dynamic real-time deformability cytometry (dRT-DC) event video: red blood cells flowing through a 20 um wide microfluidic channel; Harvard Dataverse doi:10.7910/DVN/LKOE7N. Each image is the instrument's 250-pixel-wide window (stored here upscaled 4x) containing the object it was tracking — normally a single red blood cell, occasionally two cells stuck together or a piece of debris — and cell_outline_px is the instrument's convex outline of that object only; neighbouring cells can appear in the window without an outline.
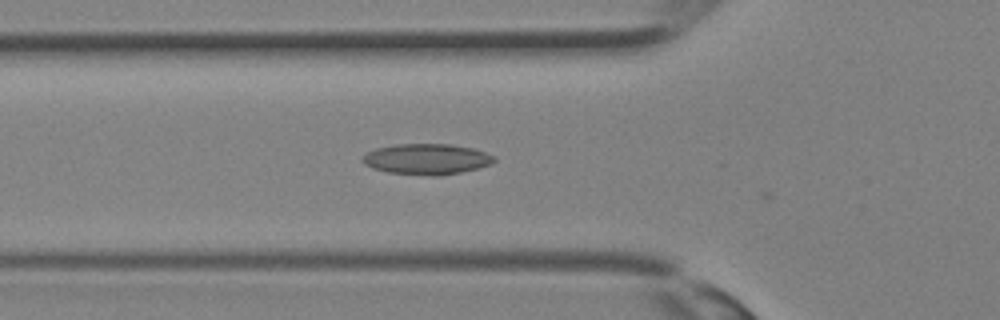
{"species": "Egyptian fruit bat (a non-hibernating species)", "species_latin": "Rousettus aegyptiacus", "temperature_condition": "room temperature", "stored_images_in_passage": 33, "camera_frame_rate_fps": 3000, "um_per_image_px": 0.085, "animal": {"sex": "female"}, "frame": {"image": 1, "passage_image": 12, "time_ms": 3.667, "image_size_px": [1000, 320], "cell_outline_px": [[496, 160], [492, 164], [460, 172], [440, 176], [432, 176], [388, 172], [372, 168], [364, 164], [360, 160], [368, 152], [376, 148], [396, 144], [452, 144], [472, 148], [496, 156]], "centroid_in_image_um": [36.27, 13.52], "position_along_channel_um": 89.5, "area_um2": 23.58}}
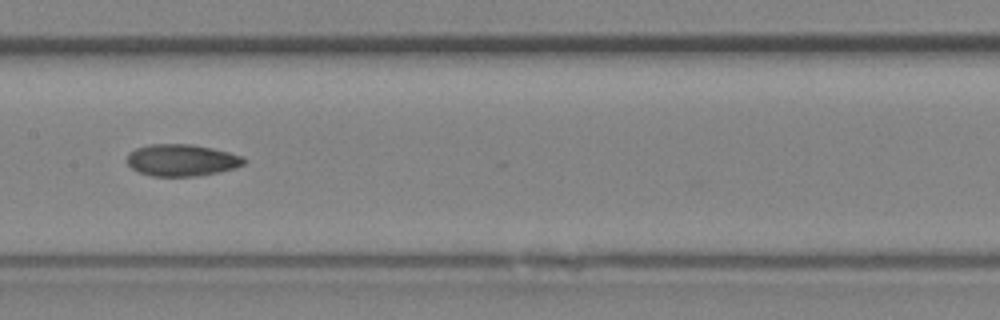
{"frame": {"image": 2, "passage_image": 17, "time_ms": 5.333, "image_size_px": [1000, 320], "cell_outline_px": [[248, 160], [244, 164], [236, 168], [220, 172], [196, 176], [152, 176], [140, 172], [132, 168], [128, 164], [128, 152], [136, 148], [152, 144], [192, 144], [212, 148], [244, 156]], "centroid_in_image_um": [15.49, 13.61], "position_along_channel_um": 191.9, "area_um2": 21.79}}
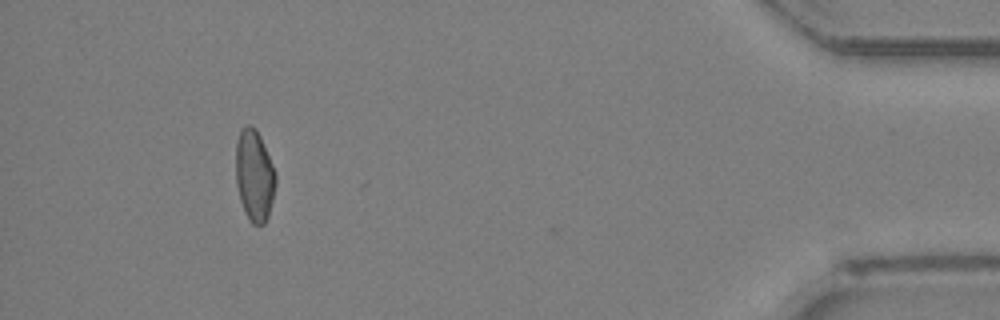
{"frame": {"image": 3, "passage_image": 31, "time_ms": 10.0, "image_size_px": [1000, 320], "cell_outline_px": [[276, 184], [268, 216], [264, 224], [252, 224], [248, 220], [244, 212], [240, 200], [236, 184], [236, 140], [240, 128], [248, 124], [252, 124], [256, 128], [260, 136], [276, 172]], "centroid_in_image_um": [21.61, 14.89], "position_along_channel_um": 413.6, "area_um2": 21.5}}